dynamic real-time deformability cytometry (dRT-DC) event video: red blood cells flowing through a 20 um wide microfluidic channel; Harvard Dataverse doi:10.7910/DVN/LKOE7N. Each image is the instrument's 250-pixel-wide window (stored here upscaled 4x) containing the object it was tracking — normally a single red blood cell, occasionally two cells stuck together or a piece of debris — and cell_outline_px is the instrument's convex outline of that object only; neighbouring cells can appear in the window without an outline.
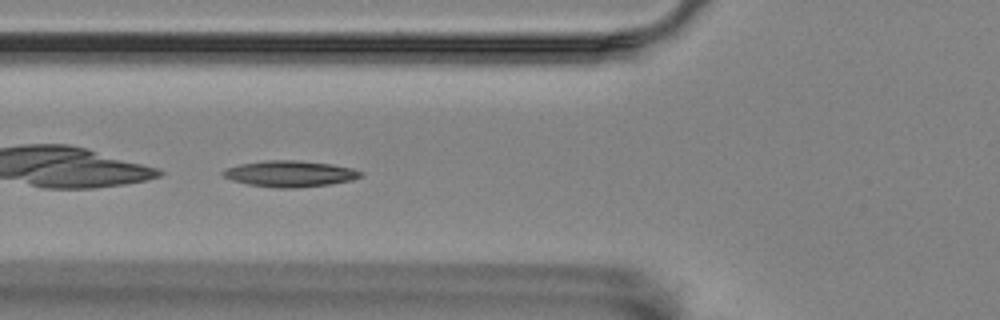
{"species": "Egyptian fruit bat (a non-hibernating species)", "species_latin": "Rousettus aegyptiacus", "temperature_condition": "room temperature", "stored_images_in_passage": 7, "camera_frame_rate_fps": 3000, "um_per_image_px": 0.085, "animal": {"sex": "female"}, "frame": {"image": 1, "passage_image": 5, "time_ms": 1.333, "image_size_px": [1000, 320], "cell_outline_px": [[364, 176], [352, 180], [328, 184], [296, 188], [276, 188], [248, 184], [232, 180], [224, 176], [220, 172], [228, 168], [240, 164], [264, 160], [296, 160], [332, 164], [352, 168], [364, 172]], "centroid_in_image_um": [24.68, 14.76], "position_along_channel_um": 101.1, "area_um2": 20.98}}